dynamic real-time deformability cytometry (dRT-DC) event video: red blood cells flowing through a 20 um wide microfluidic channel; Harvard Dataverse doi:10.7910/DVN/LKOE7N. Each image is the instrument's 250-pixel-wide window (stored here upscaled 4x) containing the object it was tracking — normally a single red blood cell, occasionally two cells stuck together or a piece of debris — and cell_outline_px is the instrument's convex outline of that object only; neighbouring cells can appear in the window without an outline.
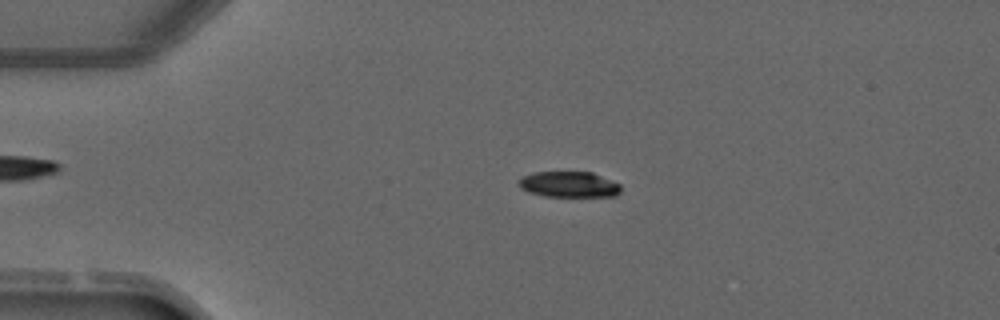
{"species": "common noctule bat (a hibernating species)", "species_latin": "Nyctalus noctula", "temperature_condition": "warm", "stored_images_in_passage": 4, "camera_frame_rate_fps": 3000, "um_per_image_px": 0.085, "animal": {"sex": "male", "forearm_length_mm": 52.5}, "frame": {"image": 1, "passage_image": 2, "time_ms": 1.0, "image_size_px": [1000, 320], "cell_outline_px": [[620, 192], [616, 196], [544, 196], [528, 192], [520, 188], [516, 184], [516, 180], [524, 176], [536, 172], [592, 172], [620, 184]], "centroid_in_image_um": [48.32, 15.68], "position_along_channel_um": 36.7, "area_um2": 15.37}}
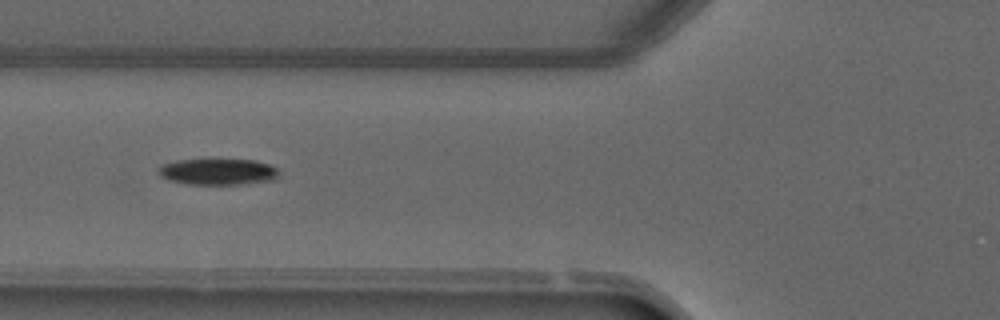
{"frame": {"image": 2, "passage_image": 4, "time_ms": 3.333, "image_size_px": [1000, 320], "cell_outline_px": [[280, 172], [276, 180], [240, 184], [184, 184], [168, 180], [160, 176], [156, 172], [156, 168], [164, 164], [176, 160], [256, 160], [268, 164], [276, 168]], "centroid_in_image_um": [18.5, 14.61], "position_along_channel_um": 107.3, "area_um2": 18.55}}